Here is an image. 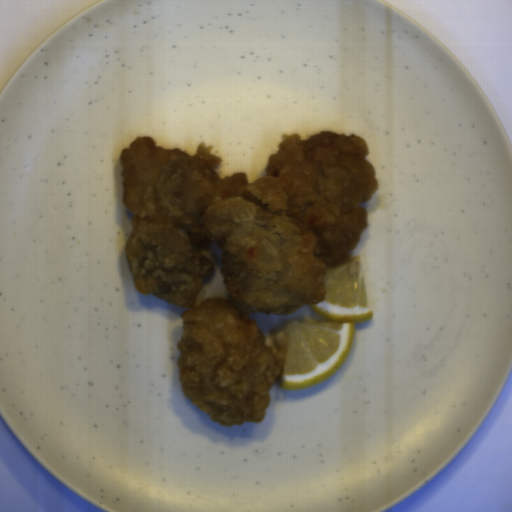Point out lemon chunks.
<instances>
[{
    "label": "lemon chunks",
    "instance_id": "lemon-chunks-1",
    "mask_svg": "<svg viewBox=\"0 0 512 512\" xmlns=\"http://www.w3.org/2000/svg\"><path fill=\"white\" fill-rule=\"evenodd\" d=\"M349 257L343 265H327L325 297L311 306L324 320L293 319L285 329L265 336L273 352L286 353L280 388L304 389L333 376L351 350L356 324L372 318L361 259Z\"/></svg>",
    "mask_w": 512,
    "mask_h": 512
}]
</instances>
